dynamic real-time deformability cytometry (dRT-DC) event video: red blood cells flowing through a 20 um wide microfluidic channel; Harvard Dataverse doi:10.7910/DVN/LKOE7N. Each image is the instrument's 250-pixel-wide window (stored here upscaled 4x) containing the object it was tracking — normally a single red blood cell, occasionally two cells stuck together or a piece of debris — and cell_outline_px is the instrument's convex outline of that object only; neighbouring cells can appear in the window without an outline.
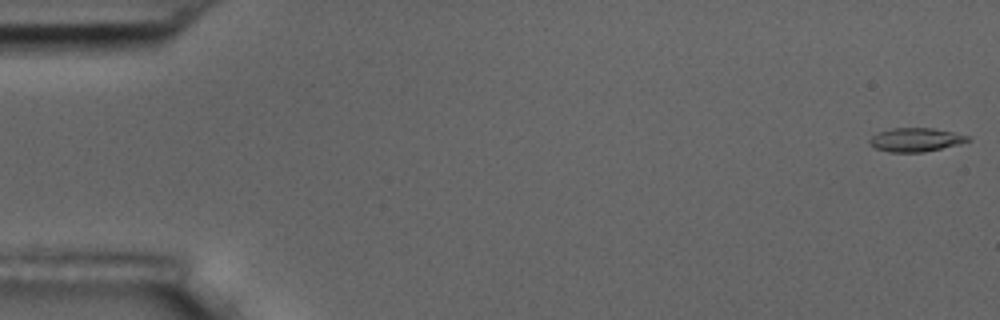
{"species": "common noctule bat (a hibernating species)", "species_latin": "Nyctalus noctula", "temperature_condition": "room temperature", "stored_images_in_passage": 6, "camera_frame_rate_fps": 3000, "um_per_image_px": 0.085, "animal": {"sex": "male", "body_mass_g": 17.5, "forearm_length_mm": 52.3}, "frame": {"image": 1, "passage_image": 1, "time_ms": 0.0, "image_size_px": [1000, 320], "cell_outline_px": [[972, 140], [924, 152], [888, 152], [876, 148], [868, 144], [868, 140], [872, 136], [880, 132], [892, 128], [932, 128], [952, 132], [968, 136]], "centroid_in_image_um": [77.78, 11.88], "position_along_channel_um": 7.2, "area_um2": 13.35}}
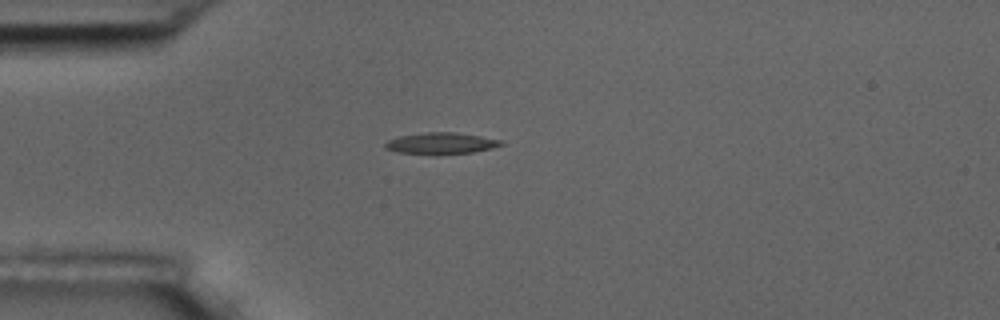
{"frame": {"image": 2, "passage_image": 5, "time_ms": 4.667, "image_size_px": [1000, 320], "cell_outline_px": [[504, 144], [492, 148], [472, 152], [400, 152], [384, 148], [384, 144], [388, 140], [400, 136], [424, 132], [452, 132], [480, 136], [504, 140]], "centroid_in_image_um": [37.53, 12.14], "position_along_channel_um": 47.5, "area_um2": 13.7}}